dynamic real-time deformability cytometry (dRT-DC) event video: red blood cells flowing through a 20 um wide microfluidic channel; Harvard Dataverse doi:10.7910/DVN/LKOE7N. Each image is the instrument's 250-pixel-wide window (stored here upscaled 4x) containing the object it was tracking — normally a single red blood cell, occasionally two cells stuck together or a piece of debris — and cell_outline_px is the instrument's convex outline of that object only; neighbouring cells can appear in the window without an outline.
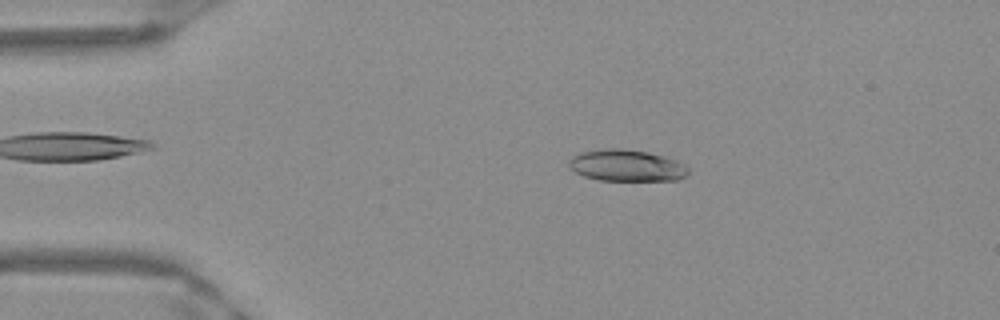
{"species": "Egyptian fruit bat (a non-hibernating species)", "species_latin": "Rousettus aegyptiacus", "temperature_condition": "warm", "stored_images_in_passage": 50, "camera_frame_rate_fps": 3000, "um_per_image_px": 0.085, "frame": {"image": 1, "passage_image": 9, "time_ms": 2.667, "image_size_px": [1000, 320], "cell_outline_px": [[688, 172], [684, 176], [676, 180], [600, 180], [584, 176], [568, 168], [568, 160], [572, 156], [580, 152], [604, 148], [620, 148], [648, 152], [664, 156], [676, 160], [684, 164], [688, 168]], "centroid_in_image_um": [53.22, 14.06], "position_along_channel_um": 31.8, "area_um2": 22.02}}
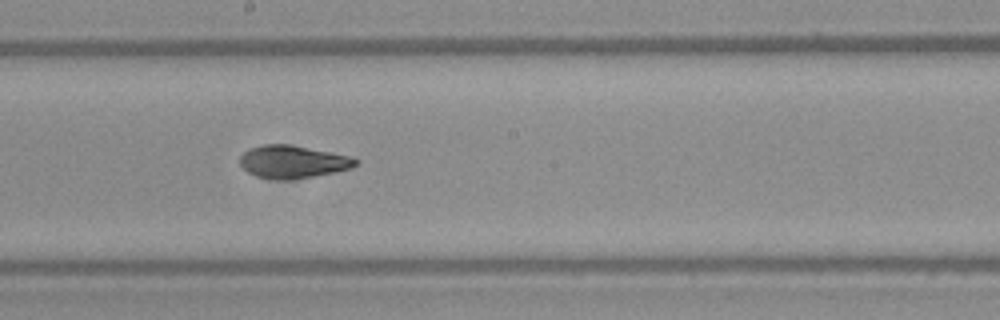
{"frame": {"image": 2, "passage_image": 27, "time_ms": 8.667, "image_size_px": [1000, 320], "cell_outline_px": [[360, 160], [352, 168], [292, 180], [276, 180], [256, 176], [248, 172], [240, 164], [240, 156], [248, 148], [264, 144], [288, 144], [352, 156]], "centroid_in_image_um": [24.88, 13.75], "position_along_channel_um": 223.3, "area_um2": 22.08}}
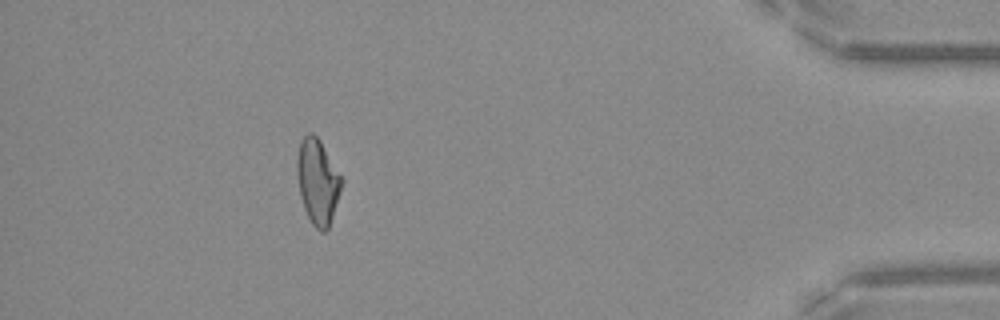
{"frame": {"image": 3, "passage_image": 45, "time_ms": 14.667, "image_size_px": [1000, 320], "cell_outline_px": [[344, 180], [328, 228], [324, 232], [320, 232], [312, 224], [304, 208], [300, 196], [296, 172], [296, 160], [300, 140], [308, 132], [312, 132], [320, 140]], "centroid_in_image_um": [26.98, 15.4], "position_along_channel_um": 408.2, "area_um2": 22.14}, "authors_computed_cell_mechanics": {"area_um2": 22.1085, "velocity_mm_per_s": 3.9801, "shape_relaxation_time_tau1_ms": 10.7981, "shape_relaxation_time_tau2_ms": 3.887, "deformation_change_tau1": 0.2618, "deformation_change_tau2": 0.103}}